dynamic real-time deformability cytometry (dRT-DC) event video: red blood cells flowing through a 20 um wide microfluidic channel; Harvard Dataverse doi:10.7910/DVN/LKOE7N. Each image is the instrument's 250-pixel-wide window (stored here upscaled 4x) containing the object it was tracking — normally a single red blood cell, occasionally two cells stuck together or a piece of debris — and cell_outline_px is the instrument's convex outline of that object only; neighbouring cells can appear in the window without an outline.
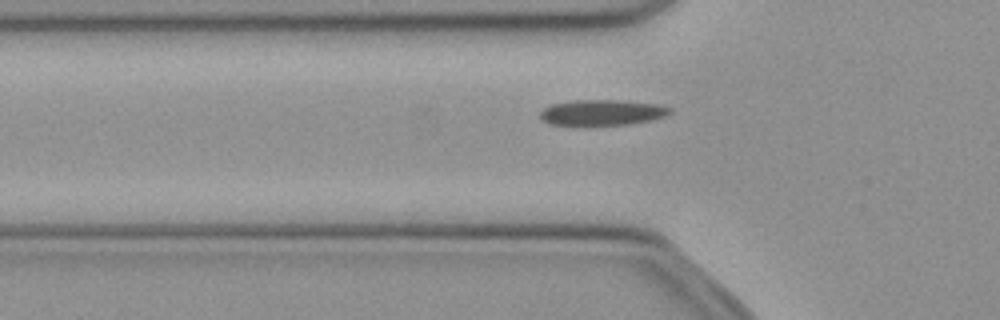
{"species": "common noctule bat (a hibernating species)", "species_latin": "Nyctalus noctula", "temperature_condition": "cold", "stored_images_in_passage": 37, "camera_frame_rate_fps": 3000, "um_per_image_px": 0.085, "animal": {"sex": "female", "body_mass_g": 21.9}, "frame": {"image": 1, "passage_image": 2, "time_ms": 0.333, "image_size_px": [1000, 320], "cell_outline_px": [[672, 112], [664, 116], [652, 120], [628, 124], [576, 128], [548, 124], [540, 116], [540, 112], [544, 108], [552, 104], [576, 100], [620, 100], [656, 104], [672, 108]], "centroid_in_image_um": [51.12, 9.61], "position_along_channel_um": 74.7, "area_um2": 20.17}}
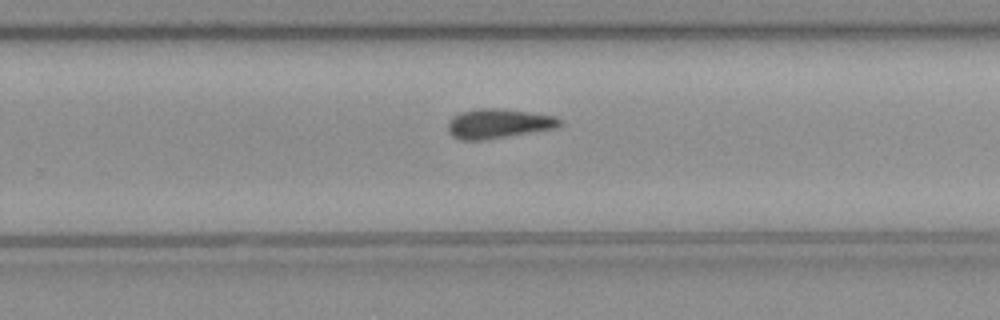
{"frame": {"image": 2, "passage_image": 18, "time_ms": 5.667, "image_size_px": [1000, 320], "cell_outline_px": [[564, 124], [556, 128], [484, 140], [460, 140], [452, 136], [448, 132], [448, 124], [452, 116], [460, 112], [480, 108], [492, 108], [528, 112], [556, 116], [564, 120]], "centroid_in_image_um": [42.38, 10.51], "position_along_channel_um": 287.4, "area_um2": 19.31}}
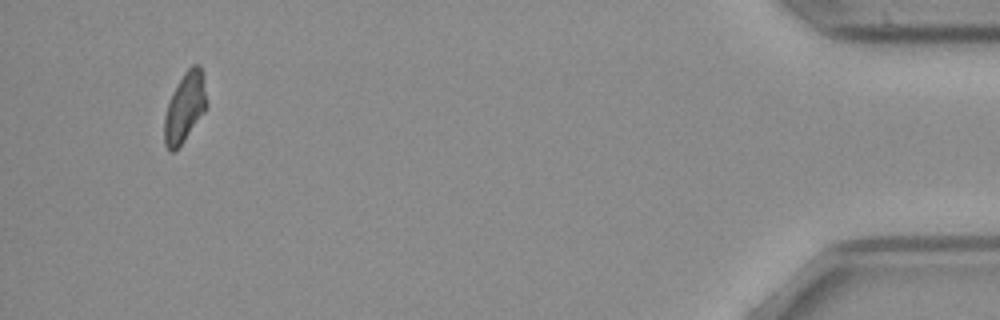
{"frame": {"image": 3, "passage_image": 34, "time_ms": 11.0, "image_size_px": [1000, 320], "cell_outline_px": [[208, 104], [204, 112], [184, 140], [172, 152], [168, 152], [164, 144], [164, 116], [172, 92], [184, 72], [192, 64], [200, 64], [204, 72]], "centroid_in_image_um": [15.73, 9.07], "position_along_channel_um": 419.5, "area_um2": 17.4}}